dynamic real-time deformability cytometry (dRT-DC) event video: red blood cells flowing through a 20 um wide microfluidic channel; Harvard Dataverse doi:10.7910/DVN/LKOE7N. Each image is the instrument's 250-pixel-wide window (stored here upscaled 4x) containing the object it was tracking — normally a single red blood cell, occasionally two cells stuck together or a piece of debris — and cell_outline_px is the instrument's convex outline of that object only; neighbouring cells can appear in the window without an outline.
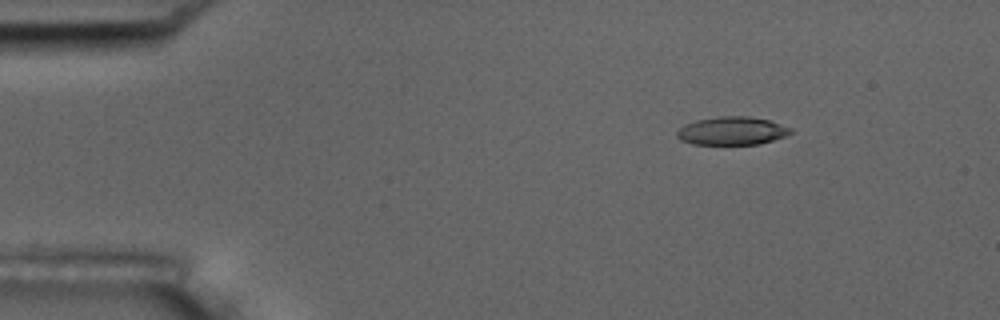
{"species": "common noctule bat (a hibernating species)", "species_latin": "Nyctalus noctula", "temperature_condition": "room temperature", "stored_images_in_passage": 5, "camera_frame_rate_fps": 3000, "um_per_image_px": 0.085, "animal": {"sex": "male", "body_mass_g": 17.5, "forearm_length_mm": 52.3}, "frame": {"image": 1, "passage_image": 3, "time_ms": 2.333, "image_size_px": [1000, 320], "cell_outline_px": [[792, 132], [784, 136], [760, 144], [692, 144], [680, 140], [676, 136], [676, 132], [684, 124], [696, 120], [720, 116], [748, 116], [768, 120], [792, 128]], "centroid_in_image_um": [62.18, 11.12], "position_along_channel_um": 22.8, "area_um2": 18.61}}